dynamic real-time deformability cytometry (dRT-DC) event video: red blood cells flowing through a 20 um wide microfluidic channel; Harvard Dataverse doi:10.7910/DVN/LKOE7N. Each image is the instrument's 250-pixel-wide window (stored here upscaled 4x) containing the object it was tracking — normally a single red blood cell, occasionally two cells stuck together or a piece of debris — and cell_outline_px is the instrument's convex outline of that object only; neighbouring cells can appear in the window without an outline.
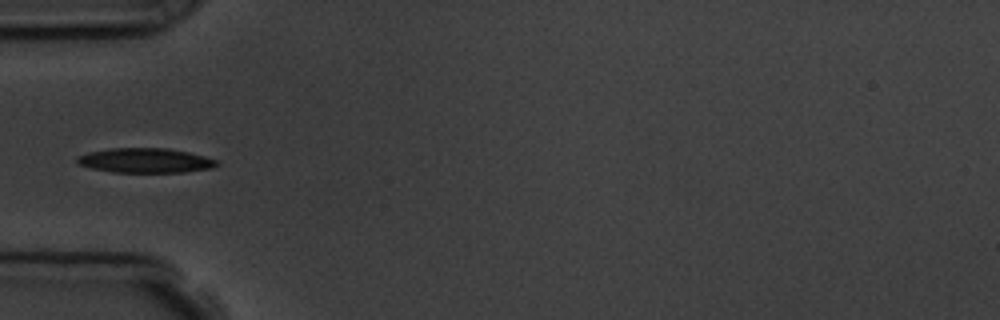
{"species": "common noctule bat (a hibernating species)", "species_latin": "Nyctalus noctula", "temperature_condition": "room temperature", "stored_images_in_passage": 4, "camera_frame_rate_fps": 3000, "um_per_image_px": 0.085, "animal": {"sex": "male", "body_mass_g": 19.5, "forearm_length_mm": 54.6}, "frame": {"image": 1, "passage_image": 4, "time_ms": 4.0, "image_size_px": [1000, 320], "cell_outline_px": [[220, 164], [212, 168], [184, 172], [112, 172], [92, 168], [80, 164], [76, 160], [76, 156], [88, 152], [112, 148], [168, 148], [188, 152], [204, 156], [216, 160]], "centroid_in_image_um": [12.36, 13.64], "position_along_channel_um": 72.6, "area_um2": 20.0}}